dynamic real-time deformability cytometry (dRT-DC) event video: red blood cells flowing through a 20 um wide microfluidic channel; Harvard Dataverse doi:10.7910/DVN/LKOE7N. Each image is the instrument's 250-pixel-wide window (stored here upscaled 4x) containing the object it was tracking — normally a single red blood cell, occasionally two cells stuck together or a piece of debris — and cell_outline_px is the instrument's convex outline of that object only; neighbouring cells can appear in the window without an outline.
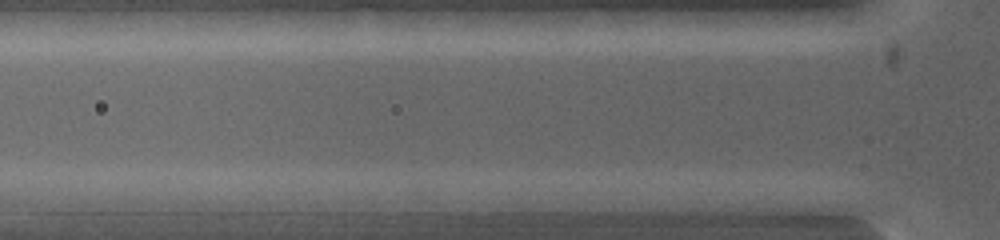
{"species": "common noctule bat (a hibernating species)", "species_latin": "Nyctalus noctula", "temperature_condition": "warm", "stored_images_in_passage": 4, "segment_of_instrument_passage": [2, 2], "camera_frame_rate_fps": 5000, "um_per_image_px": 0.085, "animal": {"sex": "female", "body_mass_g": 19.0, "forearm_length_mm": 53.3}, "frame": {"image": 1, "passage_image": 4, "time_ms": 2.2, "image_size_px": [1000, 240], "cell_outline_px": [[604, 200], [556, 212], [520, 212], [492, 200], [508, 192], [596, 192]], "centroid_in_image_um": [46.47, 17.07], "position_along_channel_um": 79.3, "area_um2": 12.2}}